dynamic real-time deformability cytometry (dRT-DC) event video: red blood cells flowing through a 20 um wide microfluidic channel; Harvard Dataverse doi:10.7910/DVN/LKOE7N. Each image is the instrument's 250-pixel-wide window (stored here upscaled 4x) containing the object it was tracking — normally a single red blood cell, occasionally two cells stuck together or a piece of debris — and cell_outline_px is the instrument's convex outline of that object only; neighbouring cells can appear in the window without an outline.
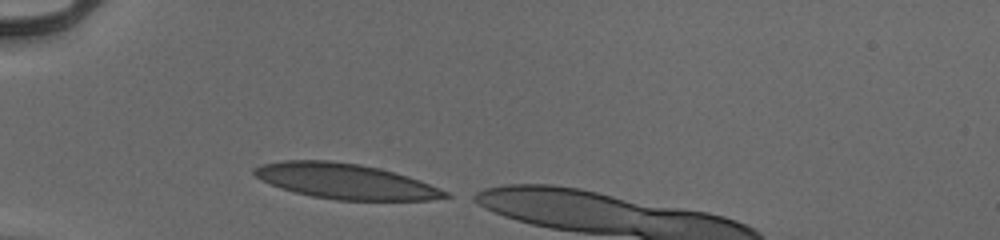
{"species": "human", "species_latin": "Homo sapiens", "temperature_condition": "cold", "stored_images_in_passage": 29, "camera_frame_rate_fps": 3000, "um_per_image_px": 0.085, "donor": {"sex": "male"}, "frame": {"image": 1, "passage_image": 1, "time_ms": 0.0, "image_size_px": [1000, 240], "cell_outline_px": [[452, 196], [428, 200], [336, 200], [312, 196], [280, 188], [260, 180], [252, 172], [252, 168], [260, 164], [284, 160], [328, 160], [360, 164], [380, 168], [408, 176], [420, 180], [440, 188], [448, 192]], "centroid_in_image_um": [29.33, 15.4], "position_along_channel_um": 55.7, "area_um2": 39.36}}
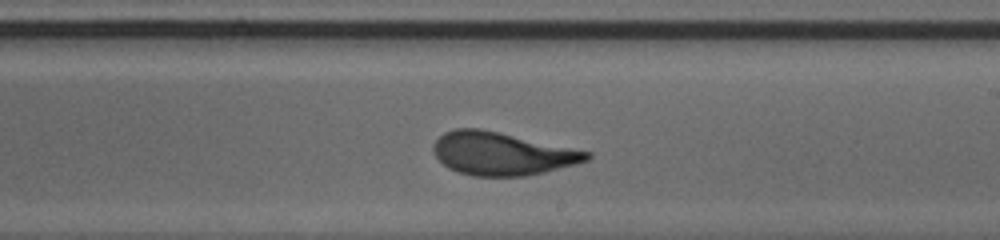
{"frame": {"image": 2, "passage_image": 17, "time_ms": 5.333, "image_size_px": [1000, 240], "cell_outline_px": [[592, 156], [588, 160], [576, 164], [544, 172], [524, 176], [472, 176], [456, 172], [448, 168], [436, 156], [432, 148], [432, 144], [444, 132], [456, 128], [480, 128], [500, 132], [592, 152]], "centroid_in_image_um": [42.66, 13.06], "position_along_channel_um": 246.3, "area_um2": 38.49}}
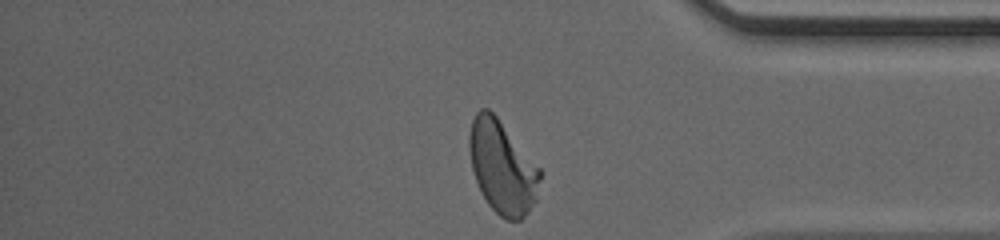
{"frame": {"image": 3, "passage_image": 29, "time_ms": 9.333, "image_size_px": [1000, 240], "cell_outline_px": [[544, 172], [536, 200], [528, 212], [520, 220], [508, 220], [500, 216], [488, 204], [480, 192], [472, 168], [468, 148], [468, 136], [472, 120], [476, 112], [480, 108], [488, 108], [496, 116]], "centroid_in_image_um": [42.71, 14.21], "position_along_channel_um": 392.5, "area_um2": 38.55}, "authors_computed_cell_mechanics": {"area_um2": 38.5526, "velocity_mm_per_s": 3.946, "shape_relaxation_time_tau1_ms": 4.1357, "shape_relaxation_time_tau2_ms": 0.7951, "deformation_change_tau1": 0.2036, "deformation_change_tau2": 0.0729}}